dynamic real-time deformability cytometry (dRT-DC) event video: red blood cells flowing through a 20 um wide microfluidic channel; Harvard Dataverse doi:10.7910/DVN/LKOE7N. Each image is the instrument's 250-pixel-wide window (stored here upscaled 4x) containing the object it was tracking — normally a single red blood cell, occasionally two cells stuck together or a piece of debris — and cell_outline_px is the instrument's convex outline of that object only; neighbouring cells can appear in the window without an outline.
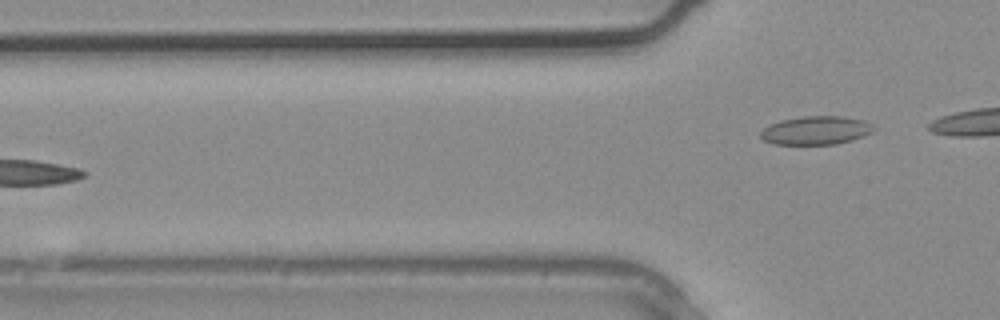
{"species": "common noctule bat (a hibernating species)", "species_latin": "Nyctalus noctula", "temperature_condition": "warm", "stored_images_in_passage": 2, "camera_frame_rate_fps": 3000, "um_per_image_px": 0.085, "animal": {"sex": "male", "body_mass_g": 20.4}, "frame": {"image": 1, "passage_image": 2, "time_ms": 0.333, "image_size_px": [1000, 320], "cell_outline_px": [[876, 128], [872, 132], [864, 136], [852, 140], [836, 144], [776, 144], [764, 140], [760, 136], [760, 132], [768, 124], [780, 120], [804, 116], [844, 116], [864, 120], [872, 124]], "centroid_in_image_um": [69.37, 11.07], "position_along_channel_um": 56.4, "area_um2": 18.9}}